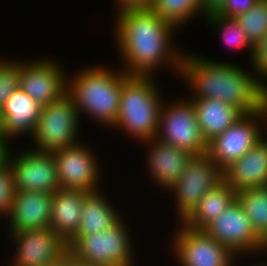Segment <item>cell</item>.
I'll list each match as a JSON object with an SVG mask.
<instances>
[{
	"instance_id": "cell-18",
	"label": "cell",
	"mask_w": 267,
	"mask_h": 266,
	"mask_svg": "<svg viewBox=\"0 0 267 266\" xmlns=\"http://www.w3.org/2000/svg\"><path fill=\"white\" fill-rule=\"evenodd\" d=\"M144 142L149 146L147 171H150V176L155 180L153 182L158 184V187L170 189L193 156L157 138Z\"/></svg>"
},
{
	"instance_id": "cell-10",
	"label": "cell",
	"mask_w": 267,
	"mask_h": 266,
	"mask_svg": "<svg viewBox=\"0 0 267 266\" xmlns=\"http://www.w3.org/2000/svg\"><path fill=\"white\" fill-rule=\"evenodd\" d=\"M203 230L237 257L267 249L237 200Z\"/></svg>"
},
{
	"instance_id": "cell-26",
	"label": "cell",
	"mask_w": 267,
	"mask_h": 266,
	"mask_svg": "<svg viewBox=\"0 0 267 266\" xmlns=\"http://www.w3.org/2000/svg\"><path fill=\"white\" fill-rule=\"evenodd\" d=\"M255 47L267 35V0H259L247 12L235 17Z\"/></svg>"
},
{
	"instance_id": "cell-2",
	"label": "cell",
	"mask_w": 267,
	"mask_h": 266,
	"mask_svg": "<svg viewBox=\"0 0 267 266\" xmlns=\"http://www.w3.org/2000/svg\"><path fill=\"white\" fill-rule=\"evenodd\" d=\"M254 73L199 54H184L180 77L192 87L194 96L188 99L216 98L247 114L262 109L264 83Z\"/></svg>"
},
{
	"instance_id": "cell-33",
	"label": "cell",
	"mask_w": 267,
	"mask_h": 266,
	"mask_svg": "<svg viewBox=\"0 0 267 266\" xmlns=\"http://www.w3.org/2000/svg\"><path fill=\"white\" fill-rule=\"evenodd\" d=\"M225 0H200L202 15L208 17L216 14L224 4Z\"/></svg>"
},
{
	"instance_id": "cell-27",
	"label": "cell",
	"mask_w": 267,
	"mask_h": 266,
	"mask_svg": "<svg viewBox=\"0 0 267 266\" xmlns=\"http://www.w3.org/2000/svg\"><path fill=\"white\" fill-rule=\"evenodd\" d=\"M208 23L212 27L217 28L221 33L224 42L236 49L249 48L250 58L252 60L254 53V46L248 40L245 31L241 28L235 18H226L217 14L208 16Z\"/></svg>"
},
{
	"instance_id": "cell-22",
	"label": "cell",
	"mask_w": 267,
	"mask_h": 266,
	"mask_svg": "<svg viewBox=\"0 0 267 266\" xmlns=\"http://www.w3.org/2000/svg\"><path fill=\"white\" fill-rule=\"evenodd\" d=\"M102 191L88 192L83 200L81 222L75 235L66 243L67 248L79 237L97 234L115 225L121 218L115 206L111 204Z\"/></svg>"
},
{
	"instance_id": "cell-12",
	"label": "cell",
	"mask_w": 267,
	"mask_h": 266,
	"mask_svg": "<svg viewBox=\"0 0 267 266\" xmlns=\"http://www.w3.org/2000/svg\"><path fill=\"white\" fill-rule=\"evenodd\" d=\"M174 234V252L182 266H233L236 255L204 230L181 225ZM235 259V260H234Z\"/></svg>"
},
{
	"instance_id": "cell-9",
	"label": "cell",
	"mask_w": 267,
	"mask_h": 266,
	"mask_svg": "<svg viewBox=\"0 0 267 266\" xmlns=\"http://www.w3.org/2000/svg\"><path fill=\"white\" fill-rule=\"evenodd\" d=\"M260 120L265 121L263 109L244 114L226 131L208 142L207 155L216 166L224 171L265 136L258 123Z\"/></svg>"
},
{
	"instance_id": "cell-25",
	"label": "cell",
	"mask_w": 267,
	"mask_h": 266,
	"mask_svg": "<svg viewBox=\"0 0 267 266\" xmlns=\"http://www.w3.org/2000/svg\"><path fill=\"white\" fill-rule=\"evenodd\" d=\"M150 9L177 28L202 14L200 0H154Z\"/></svg>"
},
{
	"instance_id": "cell-35",
	"label": "cell",
	"mask_w": 267,
	"mask_h": 266,
	"mask_svg": "<svg viewBox=\"0 0 267 266\" xmlns=\"http://www.w3.org/2000/svg\"><path fill=\"white\" fill-rule=\"evenodd\" d=\"M57 266H91L84 260L78 259L70 251H66Z\"/></svg>"
},
{
	"instance_id": "cell-8",
	"label": "cell",
	"mask_w": 267,
	"mask_h": 266,
	"mask_svg": "<svg viewBox=\"0 0 267 266\" xmlns=\"http://www.w3.org/2000/svg\"><path fill=\"white\" fill-rule=\"evenodd\" d=\"M224 181L223 171L205 154L193 156L180 178L171 186L180 222L211 189ZM176 196V197H175Z\"/></svg>"
},
{
	"instance_id": "cell-21",
	"label": "cell",
	"mask_w": 267,
	"mask_h": 266,
	"mask_svg": "<svg viewBox=\"0 0 267 266\" xmlns=\"http://www.w3.org/2000/svg\"><path fill=\"white\" fill-rule=\"evenodd\" d=\"M190 101L195 109L201 134L207 143L244 115L237 107L216 98L190 99Z\"/></svg>"
},
{
	"instance_id": "cell-24",
	"label": "cell",
	"mask_w": 267,
	"mask_h": 266,
	"mask_svg": "<svg viewBox=\"0 0 267 266\" xmlns=\"http://www.w3.org/2000/svg\"><path fill=\"white\" fill-rule=\"evenodd\" d=\"M236 200L256 234L267 244V187L236 192Z\"/></svg>"
},
{
	"instance_id": "cell-37",
	"label": "cell",
	"mask_w": 267,
	"mask_h": 266,
	"mask_svg": "<svg viewBox=\"0 0 267 266\" xmlns=\"http://www.w3.org/2000/svg\"><path fill=\"white\" fill-rule=\"evenodd\" d=\"M0 139H7L3 129V118L1 111H0Z\"/></svg>"
},
{
	"instance_id": "cell-30",
	"label": "cell",
	"mask_w": 267,
	"mask_h": 266,
	"mask_svg": "<svg viewBox=\"0 0 267 266\" xmlns=\"http://www.w3.org/2000/svg\"><path fill=\"white\" fill-rule=\"evenodd\" d=\"M250 62L258 78L263 83L267 81V35L254 47L253 58Z\"/></svg>"
},
{
	"instance_id": "cell-5",
	"label": "cell",
	"mask_w": 267,
	"mask_h": 266,
	"mask_svg": "<svg viewBox=\"0 0 267 266\" xmlns=\"http://www.w3.org/2000/svg\"><path fill=\"white\" fill-rule=\"evenodd\" d=\"M128 230L120 219L100 233L79 236L68 251L91 266H134Z\"/></svg>"
},
{
	"instance_id": "cell-36",
	"label": "cell",
	"mask_w": 267,
	"mask_h": 266,
	"mask_svg": "<svg viewBox=\"0 0 267 266\" xmlns=\"http://www.w3.org/2000/svg\"><path fill=\"white\" fill-rule=\"evenodd\" d=\"M262 109H263V111L265 113V121L267 122V84H265V82L263 84Z\"/></svg>"
},
{
	"instance_id": "cell-20",
	"label": "cell",
	"mask_w": 267,
	"mask_h": 266,
	"mask_svg": "<svg viewBox=\"0 0 267 266\" xmlns=\"http://www.w3.org/2000/svg\"><path fill=\"white\" fill-rule=\"evenodd\" d=\"M88 192L58 189L52 195L50 228L66 243L75 235L81 222L84 196Z\"/></svg>"
},
{
	"instance_id": "cell-7",
	"label": "cell",
	"mask_w": 267,
	"mask_h": 266,
	"mask_svg": "<svg viewBox=\"0 0 267 266\" xmlns=\"http://www.w3.org/2000/svg\"><path fill=\"white\" fill-rule=\"evenodd\" d=\"M155 138L192 156L205 155L208 151V143L201 134L193 104L186 99L162 105Z\"/></svg>"
},
{
	"instance_id": "cell-16",
	"label": "cell",
	"mask_w": 267,
	"mask_h": 266,
	"mask_svg": "<svg viewBox=\"0 0 267 266\" xmlns=\"http://www.w3.org/2000/svg\"><path fill=\"white\" fill-rule=\"evenodd\" d=\"M52 195L44 192L15 191L7 219L10 233L50 227Z\"/></svg>"
},
{
	"instance_id": "cell-34",
	"label": "cell",
	"mask_w": 267,
	"mask_h": 266,
	"mask_svg": "<svg viewBox=\"0 0 267 266\" xmlns=\"http://www.w3.org/2000/svg\"><path fill=\"white\" fill-rule=\"evenodd\" d=\"M10 139H0V169H4L9 166L11 156V146H8Z\"/></svg>"
},
{
	"instance_id": "cell-13",
	"label": "cell",
	"mask_w": 267,
	"mask_h": 266,
	"mask_svg": "<svg viewBox=\"0 0 267 266\" xmlns=\"http://www.w3.org/2000/svg\"><path fill=\"white\" fill-rule=\"evenodd\" d=\"M57 165L60 187L64 190L98 191L99 164L95 152L84 143L52 152ZM99 172V173H98Z\"/></svg>"
},
{
	"instance_id": "cell-23",
	"label": "cell",
	"mask_w": 267,
	"mask_h": 266,
	"mask_svg": "<svg viewBox=\"0 0 267 266\" xmlns=\"http://www.w3.org/2000/svg\"><path fill=\"white\" fill-rule=\"evenodd\" d=\"M236 201V191L225 181L211 189L180 222L188 228L203 230Z\"/></svg>"
},
{
	"instance_id": "cell-29",
	"label": "cell",
	"mask_w": 267,
	"mask_h": 266,
	"mask_svg": "<svg viewBox=\"0 0 267 266\" xmlns=\"http://www.w3.org/2000/svg\"><path fill=\"white\" fill-rule=\"evenodd\" d=\"M14 193L15 188L10 167L0 169V216H7Z\"/></svg>"
},
{
	"instance_id": "cell-15",
	"label": "cell",
	"mask_w": 267,
	"mask_h": 266,
	"mask_svg": "<svg viewBox=\"0 0 267 266\" xmlns=\"http://www.w3.org/2000/svg\"><path fill=\"white\" fill-rule=\"evenodd\" d=\"M20 61V85L41 106L59 100L67 92V79L59 63L50 59ZM28 62V64H27Z\"/></svg>"
},
{
	"instance_id": "cell-38",
	"label": "cell",
	"mask_w": 267,
	"mask_h": 266,
	"mask_svg": "<svg viewBox=\"0 0 267 266\" xmlns=\"http://www.w3.org/2000/svg\"><path fill=\"white\" fill-rule=\"evenodd\" d=\"M252 266H267V264L262 262V264L258 263L257 265H252Z\"/></svg>"
},
{
	"instance_id": "cell-3",
	"label": "cell",
	"mask_w": 267,
	"mask_h": 266,
	"mask_svg": "<svg viewBox=\"0 0 267 266\" xmlns=\"http://www.w3.org/2000/svg\"><path fill=\"white\" fill-rule=\"evenodd\" d=\"M101 66L82 69L67 79V94L72 98L79 116L83 111L90 118L107 125H115L119 113L123 81L129 76Z\"/></svg>"
},
{
	"instance_id": "cell-32",
	"label": "cell",
	"mask_w": 267,
	"mask_h": 266,
	"mask_svg": "<svg viewBox=\"0 0 267 266\" xmlns=\"http://www.w3.org/2000/svg\"><path fill=\"white\" fill-rule=\"evenodd\" d=\"M117 1L119 11L135 10V9H150L154 0H114ZM119 4V5H118Z\"/></svg>"
},
{
	"instance_id": "cell-1",
	"label": "cell",
	"mask_w": 267,
	"mask_h": 266,
	"mask_svg": "<svg viewBox=\"0 0 267 266\" xmlns=\"http://www.w3.org/2000/svg\"><path fill=\"white\" fill-rule=\"evenodd\" d=\"M115 18L114 33L128 75L152 76L162 64L181 74L182 52L171 40L179 29L151 9L124 10ZM171 41V42H170ZM169 64V65H168Z\"/></svg>"
},
{
	"instance_id": "cell-4",
	"label": "cell",
	"mask_w": 267,
	"mask_h": 266,
	"mask_svg": "<svg viewBox=\"0 0 267 266\" xmlns=\"http://www.w3.org/2000/svg\"><path fill=\"white\" fill-rule=\"evenodd\" d=\"M152 77L129 75L123 81L119 113L112 127L126 131L143 144L157 134L164 100Z\"/></svg>"
},
{
	"instance_id": "cell-19",
	"label": "cell",
	"mask_w": 267,
	"mask_h": 266,
	"mask_svg": "<svg viewBox=\"0 0 267 266\" xmlns=\"http://www.w3.org/2000/svg\"><path fill=\"white\" fill-rule=\"evenodd\" d=\"M42 106L21 88L16 89L1 108L3 129L7 139L30 134L33 136ZM28 132V133H27Z\"/></svg>"
},
{
	"instance_id": "cell-17",
	"label": "cell",
	"mask_w": 267,
	"mask_h": 266,
	"mask_svg": "<svg viewBox=\"0 0 267 266\" xmlns=\"http://www.w3.org/2000/svg\"><path fill=\"white\" fill-rule=\"evenodd\" d=\"M224 181L236 192L267 187V138L262 137L249 151L223 171Z\"/></svg>"
},
{
	"instance_id": "cell-28",
	"label": "cell",
	"mask_w": 267,
	"mask_h": 266,
	"mask_svg": "<svg viewBox=\"0 0 267 266\" xmlns=\"http://www.w3.org/2000/svg\"><path fill=\"white\" fill-rule=\"evenodd\" d=\"M20 62L3 61L0 65V110L7 98L19 88Z\"/></svg>"
},
{
	"instance_id": "cell-6",
	"label": "cell",
	"mask_w": 267,
	"mask_h": 266,
	"mask_svg": "<svg viewBox=\"0 0 267 266\" xmlns=\"http://www.w3.org/2000/svg\"><path fill=\"white\" fill-rule=\"evenodd\" d=\"M79 117L77 108L67 93L59 100L42 106L37 127L32 136L35 146L31 149L53 152L81 143L77 138L80 131Z\"/></svg>"
},
{
	"instance_id": "cell-31",
	"label": "cell",
	"mask_w": 267,
	"mask_h": 266,
	"mask_svg": "<svg viewBox=\"0 0 267 266\" xmlns=\"http://www.w3.org/2000/svg\"><path fill=\"white\" fill-rule=\"evenodd\" d=\"M259 0H225L223 7L216 13L226 18H235L247 12Z\"/></svg>"
},
{
	"instance_id": "cell-11",
	"label": "cell",
	"mask_w": 267,
	"mask_h": 266,
	"mask_svg": "<svg viewBox=\"0 0 267 266\" xmlns=\"http://www.w3.org/2000/svg\"><path fill=\"white\" fill-rule=\"evenodd\" d=\"M9 167L15 191L54 194L61 189L57 165L52 152L26 149L14 156L11 154Z\"/></svg>"
},
{
	"instance_id": "cell-14",
	"label": "cell",
	"mask_w": 267,
	"mask_h": 266,
	"mask_svg": "<svg viewBox=\"0 0 267 266\" xmlns=\"http://www.w3.org/2000/svg\"><path fill=\"white\" fill-rule=\"evenodd\" d=\"M10 235L17 245L12 266H57L68 250L66 242L50 227Z\"/></svg>"
}]
</instances>
